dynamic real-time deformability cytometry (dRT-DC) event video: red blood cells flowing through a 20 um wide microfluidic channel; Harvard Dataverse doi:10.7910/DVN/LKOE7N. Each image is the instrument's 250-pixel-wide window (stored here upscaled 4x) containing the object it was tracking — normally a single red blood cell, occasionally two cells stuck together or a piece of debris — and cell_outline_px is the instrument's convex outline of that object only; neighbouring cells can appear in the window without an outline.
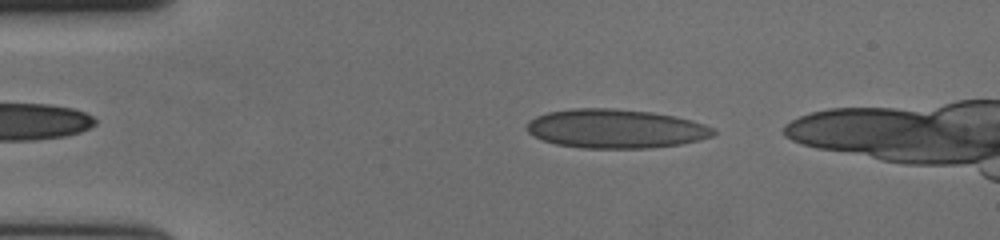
{"species": "human", "species_latin": "Homo sapiens", "temperature_condition": "cold", "stored_images_in_passage": 42, "camera_frame_rate_fps": 3000, "um_per_image_px": 0.085, "donor": {"sex": "female"}, "frame": {"image": 1, "passage_image": 5, "time_ms": 1.333, "image_size_px": [1000, 240], "cell_outline_px": [[716, 132], [712, 136], [700, 140], [680, 144], [652, 148], [584, 148], [556, 144], [544, 140], [528, 132], [528, 120], [536, 116], [548, 112], [576, 108], [612, 108], [652, 112], [692, 120], [704, 124], [712, 128]], "centroid_in_image_um": [52.34, 10.94], "position_along_channel_um": 32.7, "area_um2": 42.19}}
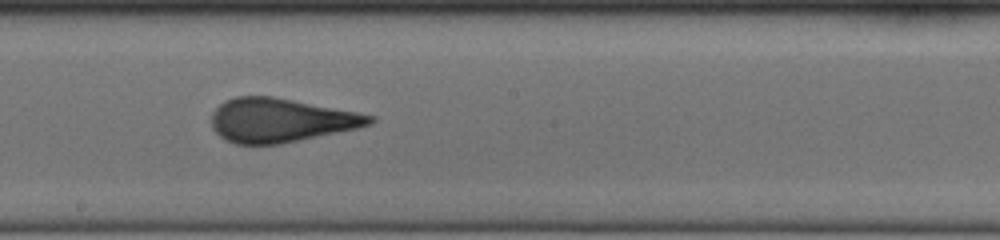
{"frame": {"image": 2, "passage_image": 25, "time_ms": 8.0, "image_size_px": [1000, 240], "cell_outline_px": [[376, 120], [372, 124], [356, 128], [280, 144], [236, 144], [224, 140], [212, 128], [212, 112], [224, 100], [236, 96], [272, 96], [356, 112], [376, 116]], "centroid_in_image_um": [23.82, 10.22], "position_along_channel_um": 224.4, "area_um2": 40.23}}
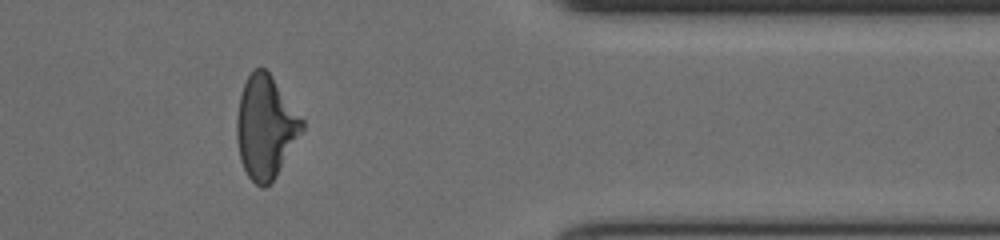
{"frame": {"image": 3, "passage_image": 40, "time_ms": 13.0, "image_size_px": [1000, 240], "cell_outline_px": [[304, 128], [276, 176], [264, 188], [260, 188], [248, 176], [240, 160], [236, 140], [236, 120], [240, 96], [244, 84], [252, 68], [264, 68], [272, 76], [304, 120]], "centroid_in_image_um": [22.56, 10.8], "position_along_channel_um": 388.8, "area_um2": 38.96}, "authors_computed_cell_mechanics": {"area_um2": 40.3733, "velocity_mm_per_s": 3.671, "shape_relaxation_time_tau1_ms": null, "shape_relaxation_time_tau2_ms": 0.9082, "deformation_change_tau1": null, "deformation_change_tau2": 0.0685}}